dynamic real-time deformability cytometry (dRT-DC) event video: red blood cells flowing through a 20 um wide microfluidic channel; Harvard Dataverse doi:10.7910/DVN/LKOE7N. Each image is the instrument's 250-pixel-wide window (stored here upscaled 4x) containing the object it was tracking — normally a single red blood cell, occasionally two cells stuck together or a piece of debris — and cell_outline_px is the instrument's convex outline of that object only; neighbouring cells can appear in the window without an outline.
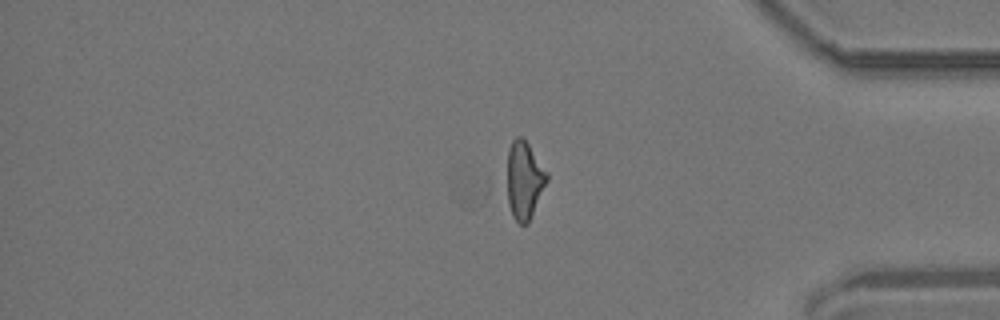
{"species": "common noctule bat (a hibernating species)", "species_latin": "Nyctalus noctula", "temperature_condition": "room temperature", "stored_images_in_passage": 14, "segment_of_instrument_passage": [2, 2], "camera_frame_rate_fps": 3000, "um_per_image_px": 0.085, "animal": {"sex": "male", "body_mass_g": 19.2, "forearm_length_mm": 51.8}, "frame": {"image": 1, "passage_image": 14, "time_ms": 16.333, "image_size_px": [1000, 320], "cell_outline_px": [[548, 180], [528, 224], [520, 224], [512, 216], [500, 188], [500, 184], [508, 148], [512, 140], [516, 136], [520, 136], [528, 144], [548, 172]], "centroid_in_image_um": [44.42, 15.32], "position_along_channel_um": 390.8, "area_um2": 19.77}}